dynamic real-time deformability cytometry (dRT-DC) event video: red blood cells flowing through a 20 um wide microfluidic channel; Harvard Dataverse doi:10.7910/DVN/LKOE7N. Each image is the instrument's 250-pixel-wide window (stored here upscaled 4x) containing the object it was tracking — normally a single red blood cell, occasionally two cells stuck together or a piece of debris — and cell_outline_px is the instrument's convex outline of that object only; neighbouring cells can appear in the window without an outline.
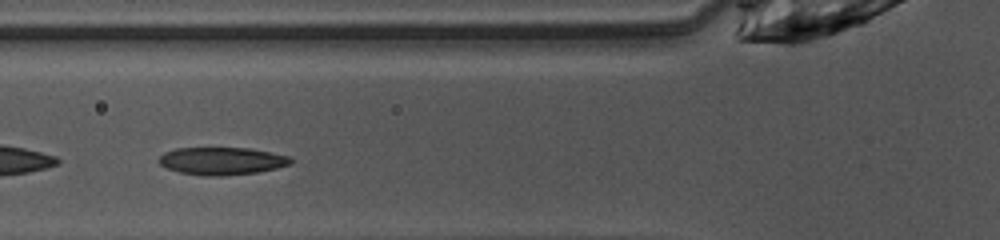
{"species": "common noctule bat (a hibernating species)", "species_latin": "Nyctalus noctula", "temperature_condition": "warm", "stored_images_in_passage": 26, "camera_frame_rate_fps": 3000, "um_per_image_px": 0.085, "animal": {"sex": "female", "body_mass_g": 10.0, "forearm_length_mm": 53.1}, "frame": {"image": 1, "passage_image": 5, "time_ms": 1.333, "image_size_px": [1000, 240], "cell_outline_px": [[292, 164], [260, 172], [224, 176], [208, 176], [180, 172], [168, 168], [160, 164], [156, 160], [164, 152], [176, 148], [248, 148], [288, 156], [292, 160]], "centroid_in_image_um": [18.84, 13.69], "position_along_channel_um": 107.0, "area_um2": 21.15}}
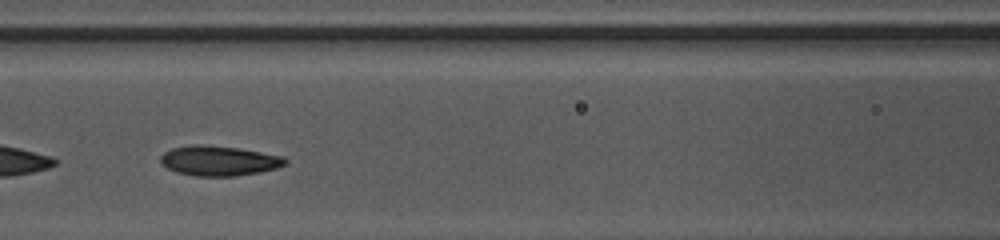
{"frame": {"image": 2, "passage_image": 8, "time_ms": 2.333, "image_size_px": [1000, 240], "cell_outline_px": [[288, 160], [284, 164], [276, 168], [260, 172], [236, 176], [196, 176], [176, 172], [168, 168], [160, 160], [160, 156], [164, 152], [172, 148], [200, 144], [236, 148], [284, 156]], "centroid_in_image_um": [18.61, 13.67], "position_along_channel_um": 148.0, "area_um2": 21.5}, "authors_computed_cell_mechanics": {"area_um2": 21.0392, "velocity_mm_per_s": 4.0584, "shape_relaxation_time_tau1_ms": 2.6256, "shape_relaxation_time_tau2_ms": 1.6584, "deformation_change_tau1": 0.1321, "deformation_change_tau2": 0.0722}}